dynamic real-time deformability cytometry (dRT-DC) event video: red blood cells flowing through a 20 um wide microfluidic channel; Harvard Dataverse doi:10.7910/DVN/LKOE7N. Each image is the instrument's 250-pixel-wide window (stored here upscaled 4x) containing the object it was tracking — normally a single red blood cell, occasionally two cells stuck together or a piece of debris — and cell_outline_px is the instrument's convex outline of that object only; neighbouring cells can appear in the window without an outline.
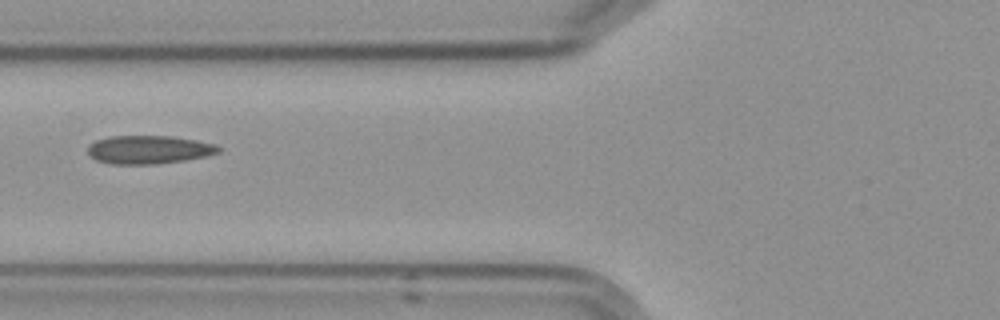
{"species": "Egyptian fruit bat (a non-hibernating species)", "species_latin": "Rousettus aegyptiacus", "temperature_condition": "cold", "stored_images_in_passage": 2, "camera_frame_rate_fps": 3000, "um_per_image_px": 0.085, "frame": {"image": 1, "passage_image": 2, "time_ms": 1.0, "image_size_px": [1000, 320], "cell_outline_px": [[220, 152], [204, 156], [184, 160], [156, 164], [112, 164], [96, 160], [88, 152], [88, 144], [96, 140], [108, 136], [172, 136], [196, 140], [216, 144], [220, 148]], "centroid_in_image_um": [12.63, 12.71], "position_along_channel_um": 113.2, "area_um2": 21.56}}